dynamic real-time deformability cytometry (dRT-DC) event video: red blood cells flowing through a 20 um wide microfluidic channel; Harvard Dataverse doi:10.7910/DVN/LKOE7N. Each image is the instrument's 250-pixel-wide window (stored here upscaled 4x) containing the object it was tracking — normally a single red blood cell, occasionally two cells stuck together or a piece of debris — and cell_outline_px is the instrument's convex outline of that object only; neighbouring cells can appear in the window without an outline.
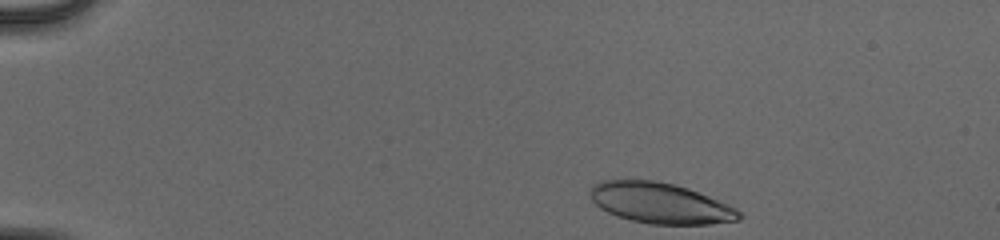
{"species": "human", "species_latin": "Homo sapiens", "temperature_condition": "cold", "stored_images_in_passage": 45, "camera_frame_rate_fps": 3000, "um_per_image_px": 0.085, "donor": {"sex": "male"}, "frame": {"image": 1, "passage_image": 1, "time_ms": 0.0, "image_size_px": [1000, 240], "cell_outline_px": [[744, 216], [740, 220], [708, 224], [648, 224], [616, 216], [600, 208], [592, 200], [588, 192], [592, 184], [600, 180], [652, 180], [672, 184], [688, 188], [728, 204], [736, 208]], "centroid_in_image_um": [56.1, 17.26], "position_along_channel_um": 28.9, "area_um2": 35.37}}
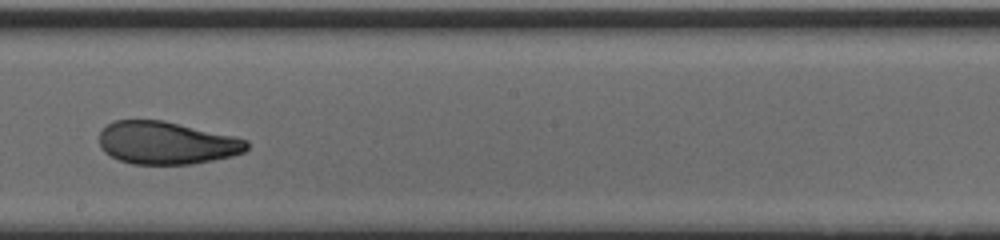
{"frame": {"image": 2, "passage_image": 24, "time_ms": 7.667, "image_size_px": [1000, 240], "cell_outline_px": [[248, 148], [244, 152], [232, 156], [192, 164], [132, 164], [120, 160], [104, 152], [100, 148], [100, 132], [108, 124], [116, 120], [164, 120], [232, 136], [248, 140]], "centroid_in_image_um": [14.15, 12.15], "position_along_channel_um": 234.1, "area_um2": 36.53}}
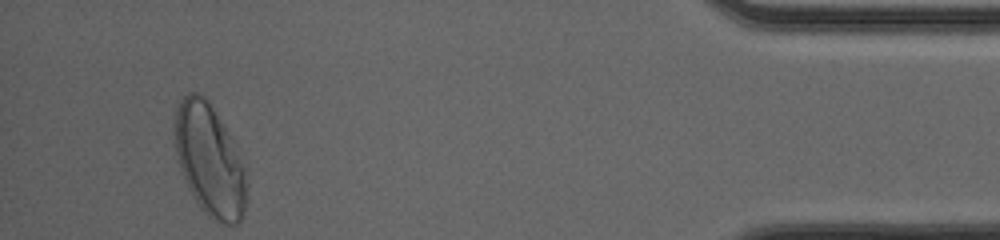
{"frame": {"image": 3, "passage_image": 42, "time_ms": 13.667, "image_size_px": [1000, 240], "cell_outline_px": [[248, 184], [244, 212], [240, 220], [236, 224], [216, 224], [200, 208], [192, 196], [188, 188], [180, 168], [176, 152], [172, 132], [172, 128], [176, 108], [180, 100], [188, 92], [196, 92], [204, 96], [208, 100], [232, 140], [244, 168]], "centroid_in_image_um": [17.78, 13.64], "position_along_channel_um": 417.4, "area_um2": 47.16}, "authors_computed_cell_mechanics": {"area_um2": 37.859, "velocity_mm_per_s": 3.9803, "shape_relaxation_time_tau1_ms": 4.996, "shape_relaxation_time_tau2_ms": 1.3764, "deformation_change_tau1": 0.1865, "deformation_change_tau2": 0.0624}}